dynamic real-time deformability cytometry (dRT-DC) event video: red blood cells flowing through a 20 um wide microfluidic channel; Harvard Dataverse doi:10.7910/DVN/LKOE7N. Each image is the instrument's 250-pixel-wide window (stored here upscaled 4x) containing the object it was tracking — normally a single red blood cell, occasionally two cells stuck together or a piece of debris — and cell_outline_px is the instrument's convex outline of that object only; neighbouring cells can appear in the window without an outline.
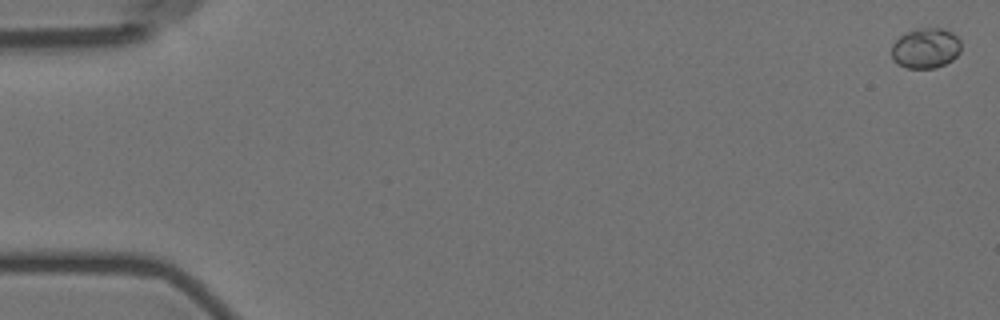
{"species": "Egyptian fruit bat (a non-hibernating species)", "species_latin": "Rousettus aegyptiacus", "temperature_condition": "room temperature", "stored_images_in_passage": 7, "camera_frame_rate_fps": 3000, "um_per_image_px": 0.085, "animal": {"sex": "female"}, "frame": {"image": 1, "passage_image": 1, "time_ms": 0.0, "image_size_px": [1000, 320], "cell_outline_px": [[960, 52], [952, 60], [936, 68], [908, 68], [892, 60], [892, 44], [900, 36], [908, 32], [920, 28], [944, 28], [952, 32], [960, 40]], "centroid_in_image_um": [78.69, 4.09], "position_along_channel_um": 6.3, "area_um2": 16.24}}
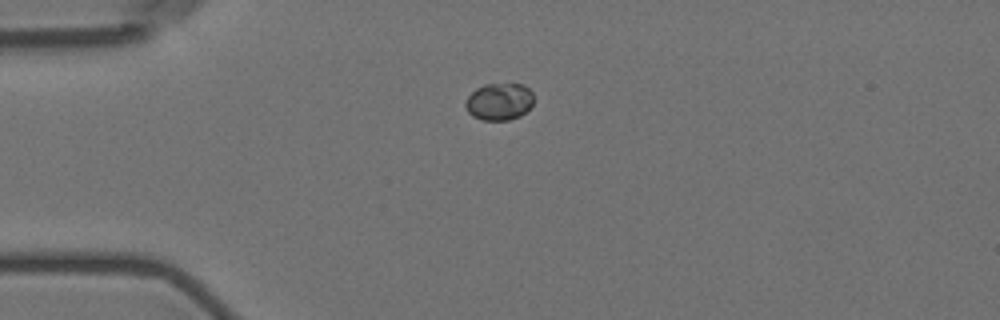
{"frame": {"image": 2, "passage_image": 5, "time_ms": 4.667, "image_size_px": [1000, 320], "cell_outline_px": [[532, 104], [520, 116], [508, 120], [484, 120], [472, 116], [468, 112], [464, 104], [468, 96], [476, 88], [484, 84], [524, 84], [532, 92]], "centroid_in_image_um": [42.41, 8.63], "position_along_channel_um": 42.6, "area_um2": 14.68}}